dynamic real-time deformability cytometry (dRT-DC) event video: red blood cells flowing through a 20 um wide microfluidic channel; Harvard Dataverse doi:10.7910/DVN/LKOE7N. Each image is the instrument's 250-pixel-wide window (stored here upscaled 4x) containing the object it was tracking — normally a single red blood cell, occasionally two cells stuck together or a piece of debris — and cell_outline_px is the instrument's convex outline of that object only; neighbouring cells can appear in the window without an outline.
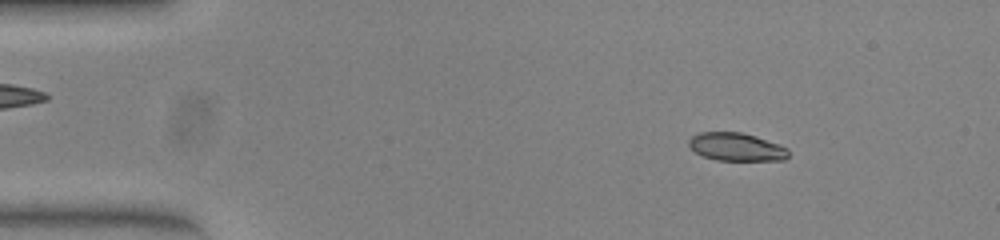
{"species": "common noctule bat (a hibernating species)", "species_latin": "Nyctalus noctula", "temperature_condition": "warm", "stored_images_in_passage": 52, "camera_frame_rate_fps": 3000, "um_per_image_px": 0.085, "animal": {"sex": "female", "body_mass_g": 23.0, "forearm_length_mm": 53.4}, "frame": {"image": 1, "passage_image": 7, "time_ms": 2.0, "image_size_px": [1000, 240], "cell_outline_px": [[788, 156], [784, 160], [716, 160], [704, 156], [696, 152], [688, 144], [688, 140], [692, 136], [700, 132], [740, 132], [756, 136], [780, 144], [788, 148]], "centroid_in_image_um": [62.61, 12.48], "position_along_channel_um": 22.4, "area_um2": 16.24}}
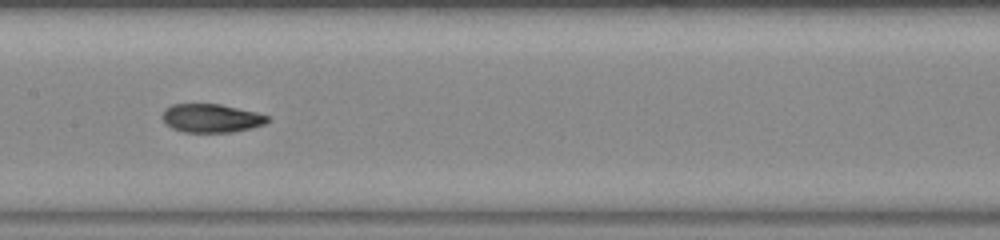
{"frame": {"image": 2, "passage_image": 26, "time_ms": 8.333, "image_size_px": [1000, 240], "cell_outline_px": [[268, 120], [264, 124], [232, 132], [184, 132], [172, 128], [164, 124], [160, 116], [164, 108], [172, 104], [220, 104], [256, 112], [268, 116]], "centroid_in_image_um": [17.87, 10.04], "position_along_channel_um": 189.5, "area_um2": 17.51}}
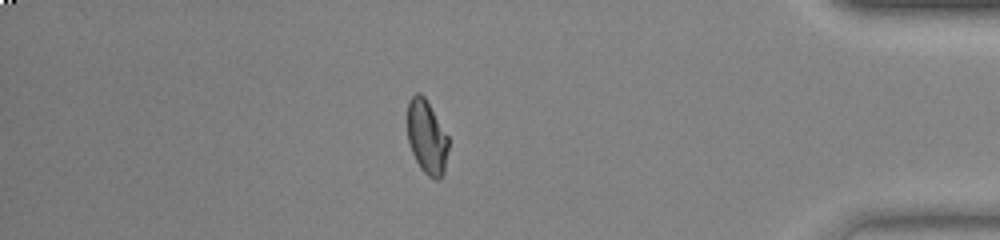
{"frame": {"image": 3, "passage_image": 45, "time_ms": 14.667, "image_size_px": [1000, 240], "cell_outline_px": [[448, 148], [444, 172], [440, 180], [436, 180], [428, 176], [420, 168], [412, 152], [408, 140], [408, 100], [416, 92], [420, 92], [424, 96], [448, 136]], "centroid_in_image_um": [36.28, 11.66], "position_along_channel_um": 398.9, "area_um2": 17.57}, "authors_computed_cell_mechanics": {"area_um2": 17.6868, "velocity_mm_per_s": 3.9107, "shape_relaxation_time_tau1_ms": 8.6162, "shape_relaxation_time_tau2_ms": 1.0972, "deformation_change_tau1": 0.251, "deformation_change_tau2": 0.0579}}